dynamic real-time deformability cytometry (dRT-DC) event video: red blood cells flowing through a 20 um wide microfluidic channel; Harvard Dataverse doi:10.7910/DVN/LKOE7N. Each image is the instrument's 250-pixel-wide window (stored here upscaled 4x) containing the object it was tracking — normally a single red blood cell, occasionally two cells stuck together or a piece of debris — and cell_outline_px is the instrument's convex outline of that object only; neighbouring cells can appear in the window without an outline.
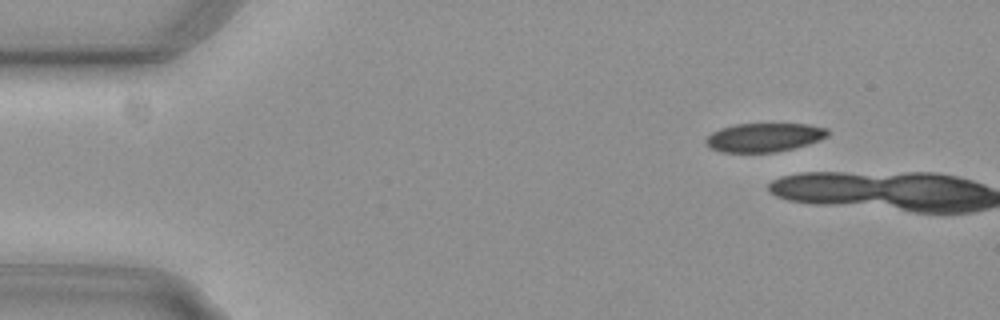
{"species": "common noctule bat (a hibernating species)", "species_latin": "Nyctalus noctula", "temperature_condition": "cold", "stored_images_in_passage": 2, "camera_frame_rate_fps": 3000, "um_per_image_px": 0.085, "animal": {"sex": "female", "body_mass_g": 29.2, "forearm_length_mm": 56.3}, "frame": {"image": 1, "passage_image": 1, "time_ms": 0.0, "image_size_px": [1000, 320], "cell_outline_px": [[828, 136], [808, 144], [776, 152], [720, 152], [708, 148], [704, 144], [704, 140], [712, 132], [720, 128], [736, 124], [808, 124], [828, 128]], "centroid_in_image_um": [64.9, 11.68], "position_along_channel_um": 20.1, "area_um2": 20.52}}